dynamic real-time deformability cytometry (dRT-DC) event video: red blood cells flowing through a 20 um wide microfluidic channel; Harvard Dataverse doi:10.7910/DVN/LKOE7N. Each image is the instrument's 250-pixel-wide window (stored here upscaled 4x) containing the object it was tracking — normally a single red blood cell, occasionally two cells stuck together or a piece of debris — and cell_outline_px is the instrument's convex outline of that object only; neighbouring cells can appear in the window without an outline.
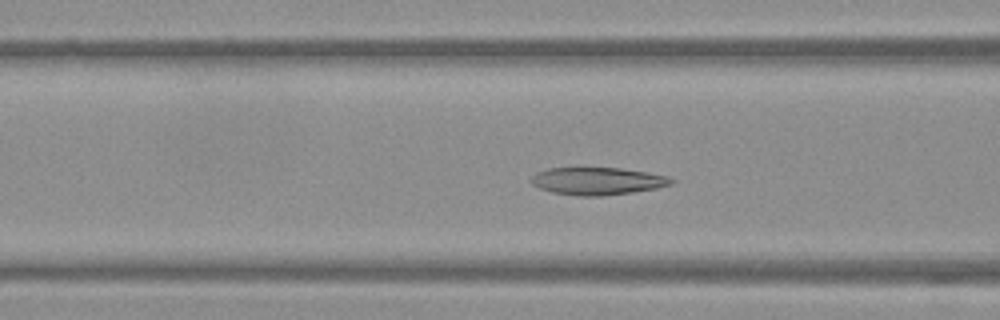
{"species": "Egyptian fruit bat (a non-hibernating species)", "species_latin": "Rousettus aegyptiacus", "temperature_condition": "warm", "stored_images_in_passage": 52, "camera_frame_rate_fps": 3000, "um_per_image_px": 0.085, "frame": {"image": 1, "passage_image": 20, "time_ms": 6.333, "image_size_px": [1000, 320], "cell_outline_px": [[676, 180], [672, 184], [656, 188], [632, 192], [600, 196], [580, 196], [552, 192], [540, 188], [532, 184], [528, 180], [536, 172], [548, 168], [620, 168], [668, 176]], "centroid_in_image_um": [50.76, 15.39], "position_along_channel_um": 115.8, "area_um2": 22.37}}
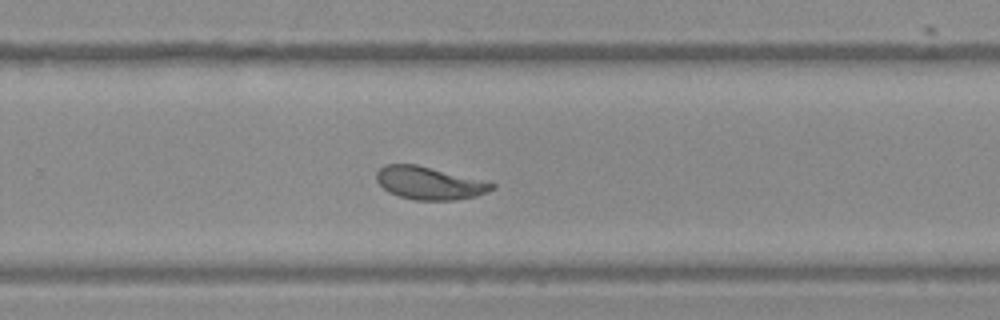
{"frame": {"image": 2, "passage_image": 34, "time_ms": 11.0, "image_size_px": [1000, 320], "cell_outline_px": [[496, 188], [476, 196], [456, 200], [416, 200], [400, 196], [388, 192], [376, 180], [376, 172], [384, 164], [416, 164], [496, 184]], "centroid_in_image_um": [36.46, 15.56], "position_along_channel_um": 293.3, "area_um2": 21.79}}
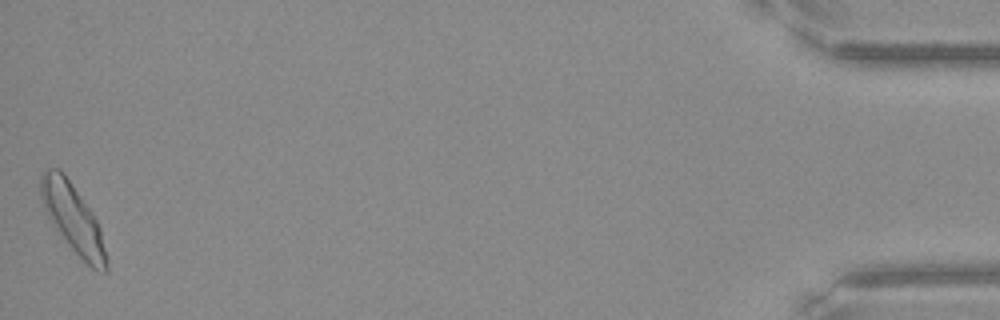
{"frame": {"image": 3, "passage_image": 52, "time_ms": 17.0, "image_size_px": [1000, 320], "cell_outline_px": [[108, 272], [96, 272], [68, 244], [48, 216], [44, 208], [40, 196], [40, 176], [44, 168], [60, 168], [92, 212], [100, 228], [108, 260]], "centroid_in_image_um": [6.21, 18.55], "position_along_channel_um": 429.0, "area_um2": 25.84}, "authors_computed_cell_mechanics": {"area_um2": 22.7732, "velocity_mm_per_s": 3.8004, "shape_relaxation_time_tau1_ms": 6.1131, "shape_relaxation_time_tau2_ms": 1.1295, "deformation_change_tau1": 0.1858, "deformation_change_tau2": 0.0768}}